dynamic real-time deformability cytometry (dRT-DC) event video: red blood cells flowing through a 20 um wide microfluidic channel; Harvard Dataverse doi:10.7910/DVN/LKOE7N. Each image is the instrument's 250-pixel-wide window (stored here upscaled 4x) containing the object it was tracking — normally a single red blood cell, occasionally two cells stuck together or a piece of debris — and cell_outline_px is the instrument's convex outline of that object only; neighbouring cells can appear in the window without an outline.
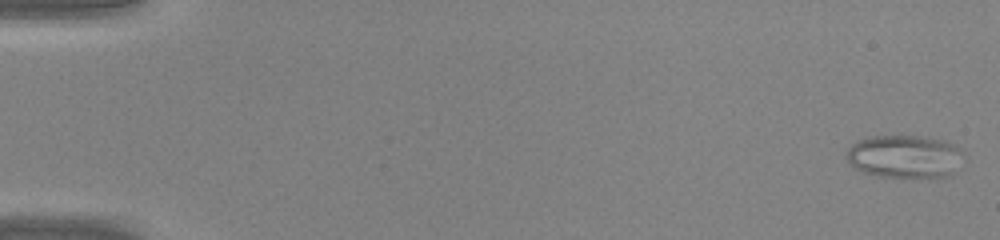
{"species": "common noctule bat (a hibernating species)", "species_latin": "Nyctalus noctula", "temperature_condition": "warm", "stored_images_in_passage": 46, "camera_frame_rate_fps": 3000, "um_per_image_px": 0.085, "animal": {"sex": "male", "body_mass_g": 20.0, "forearm_length_mm": 53.3}, "frame": {"image": 1, "passage_image": 1, "time_ms": 0.0, "image_size_px": [1000, 240], "cell_outline_px": [[964, 160], [948, 176], [876, 176], [864, 172], [856, 168], [844, 156], [848, 148], [856, 140], [872, 136], [920, 136], [944, 140], [956, 144], [964, 152]], "centroid_in_image_um": [76.91, 13.27], "position_along_channel_um": 8.1, "area_um2": 29.3}}
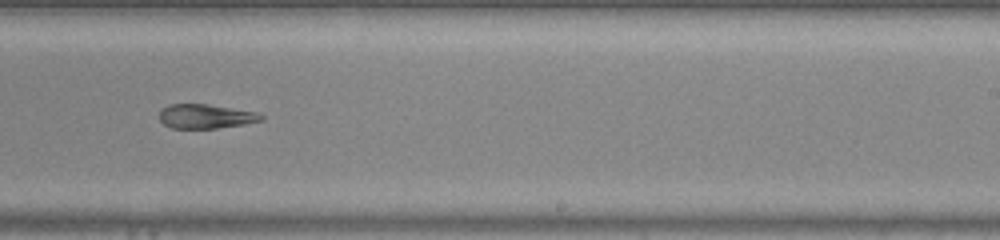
{"frame": {"image": 2, "passage_image": 29, "time_ms": 9.333, "image_size_px": [1000, 240], "cell_outline_px": [[264, 120], [244, 124], [216, 128], [172, 128], [164, 124], [160, 120], [160, 108], [168, 104], [208, 104], [256, 112], [264, 116]], "centroid_in_image_um": [17.47, 9.88], "position_along_channel_um": 271.5, "area_um2": 14.39}}
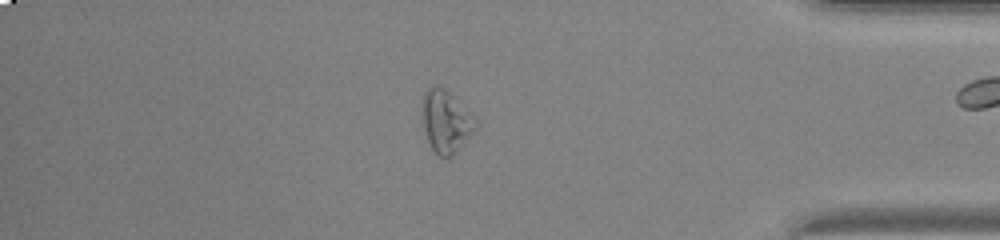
{"frame": {"image": 3, "passage_image": 39, "time_ms": 12.667, "image_size_px": [1000, 240], "cell_outline_px": [[480, 124], [452, 156], [440, 156], [432, 148], [428, 140], [424, 128], [424, 92], [432, 84], [436, 84], [444, 88]], "centroid_in_image_um": [37.92, 10.31], "position_along_channel_um": 397.3, "area_um2": 18.61}}